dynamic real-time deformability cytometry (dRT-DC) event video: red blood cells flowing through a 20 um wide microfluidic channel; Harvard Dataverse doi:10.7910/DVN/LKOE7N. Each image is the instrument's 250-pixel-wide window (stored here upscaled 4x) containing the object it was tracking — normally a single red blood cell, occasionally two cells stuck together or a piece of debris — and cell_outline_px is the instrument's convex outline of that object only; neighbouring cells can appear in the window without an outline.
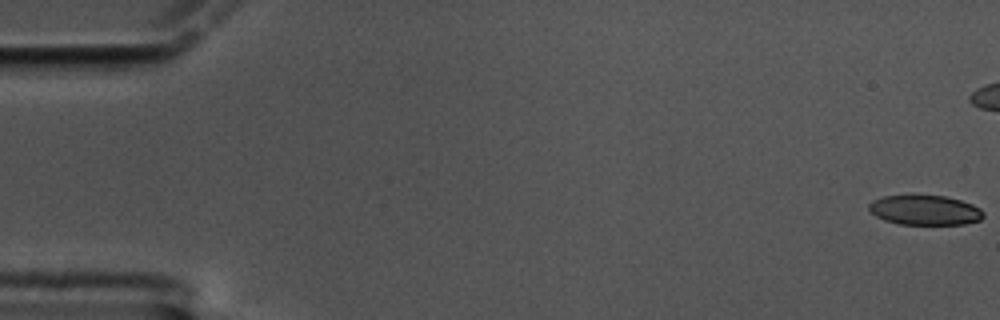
{"species": "common noctule bat (a hibernating species)", "species_latin": "Nyctalus noctula", "temperature_condition": "cold", "stored_images_in_passage": 48, "camera_frame_rate_fps": 3000, "um_per_image_px": 0.085, "animal": {"sex": "male", "body_mass_g": 17.5, "forearm_length_mm": 52.3}, "frame": {"image": 1, "passage_image": 1, "time_ms": 0.0, "image_size_px": [1000, 320], "cell_outline_px": [[984, 216], [980, 220], [964, 224], [900, 224], [884, 220], [876, 216], [868, 208], [868, 204], [872, 200], [880, 196], [912, 192], [944, 196], [960, 200], [972, 204], [980, 208], [984, 212]], "centroid_in_image_um": [78.56, 17.8], "position_along_channel_um": 6.4, "area_um2": 20.69}}
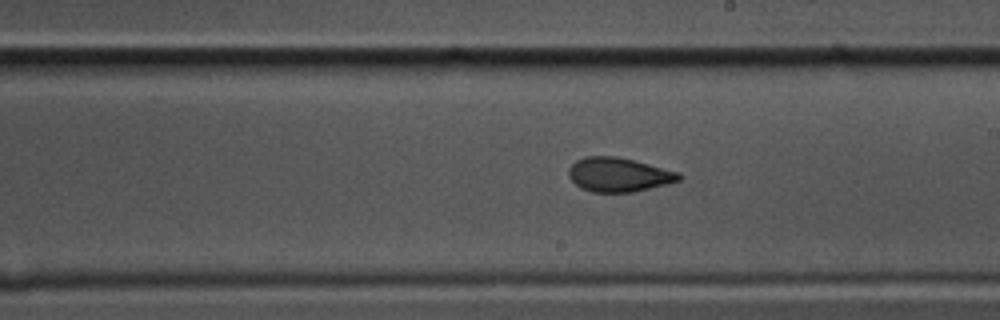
{"frame": {"image": 2, "passage_image": 34, "time_ms": 11.0, "image_size_px": [1000, 320], "cell_outline_px": [[680, 180], [668, 184], [636, 192], [592, 192], [580, 188], [568, 176], [568, 168], [576, 160], [584, 156], [616, 156], [680, 172]], "centroid_in_image_um": [52.57, 14.85], "position_along_channel_um": 236.4, "area_um2": 22.02}}
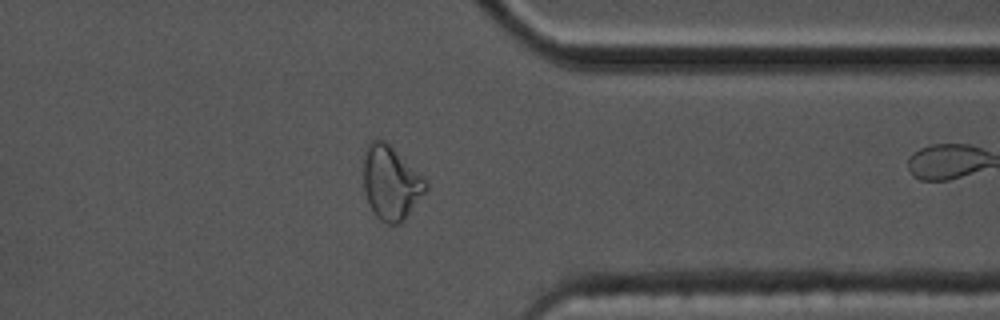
{"frame": {"image": 3, "passage_image": 47, "time_ms": 15.333, "image_size_px": [1000, 320], "cell_outline_px": [[428, 188], [404, 220], [400, 224], [388, 224], [380, 220], [372, 212], [368, 204], [364, 192], [360, 160], [360, 156], [368, 140], [384, 140], [428, 184]], "centroid_in_image_um": [33.11, 15.53], "position_along_channel_um": 378.3, "area_um2": 27.11}}